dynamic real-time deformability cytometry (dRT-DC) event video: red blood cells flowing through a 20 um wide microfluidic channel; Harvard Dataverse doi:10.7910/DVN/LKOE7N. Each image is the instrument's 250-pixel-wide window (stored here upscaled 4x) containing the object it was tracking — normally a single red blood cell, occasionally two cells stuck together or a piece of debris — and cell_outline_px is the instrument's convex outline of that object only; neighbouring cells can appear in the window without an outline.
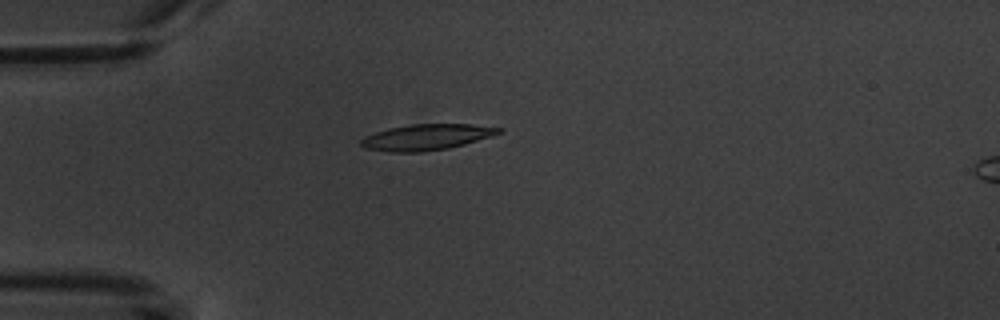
{"species": "common noctule bat (a hibernating species)", "species_latin": "Nyctalus noctula", "temperature_condition": "warm", "stored_images_in_passage": 7, "camera_frame_rate_fps": 3000, "um_per_image_px": 0.085, "animal": {"sex": "male", "body_mass_g": 20.1, "forearm_length_mm": 53.5}, "frame": {"image": 1, "passage_image": 4, "time_ms": 5.0, "image_size_px": [1000, 320], "cell_outline_px": [[504, 128], [500, 132], [492, 136], [464, 144], [448, 148], [420, 152], [388, 152], [364, 148], [360, 144], [360, 140], [364, 136], [388, 128], [412, 124], [472, 124]], "centroid_in_image_um": [36.23, 11.65], "position_along_channel_um": 48.8, "area_um2": 20.81}}
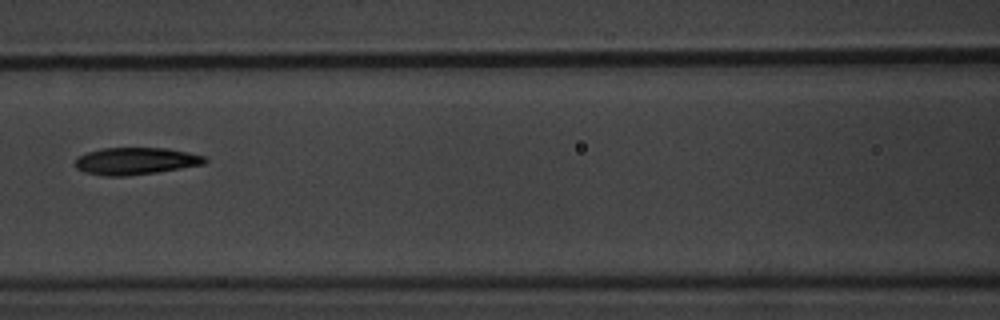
{"frame": {"image": 2, "passage_image": 7, "time_ms": 8.333, "image_size_px": [1000, 320], "cell_outline_px": [[208, 160], [204, 164], [156, 172], [124, 176], [104, 176], [84, 172], [76, 168], [76, 160], [80, 156], [88, 152], [100, 148], [168, 148], [188, 152], [204, 156]], "centroid_in_image_um": [11.54, 13.68], "position_along_channel_um": 155.1, "area_um2": 20.35}}